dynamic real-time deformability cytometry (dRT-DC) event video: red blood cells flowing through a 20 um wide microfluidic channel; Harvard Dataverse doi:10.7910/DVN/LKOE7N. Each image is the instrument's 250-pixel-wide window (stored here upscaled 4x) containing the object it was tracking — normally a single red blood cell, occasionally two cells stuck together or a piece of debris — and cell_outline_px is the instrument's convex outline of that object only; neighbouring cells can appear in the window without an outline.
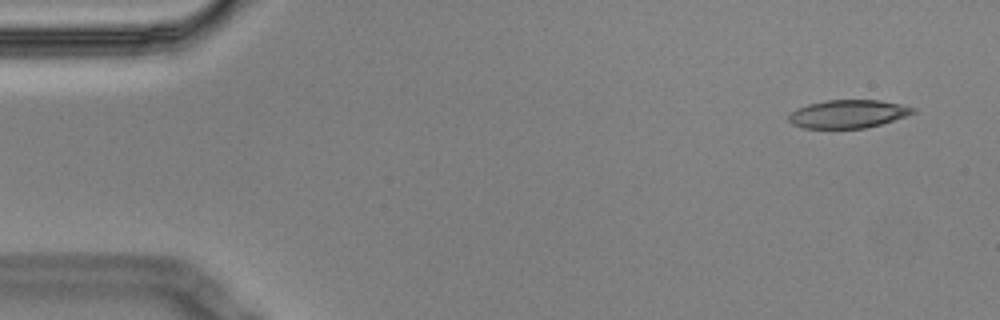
{"species": "Egyptian fruit bat (a non-hibernating species)", "species_latin": "Rousettus aegyptiacus", "temperature_condition": "cold", "stored_images_in_passage": 6, "camera_frame_rate_fps": 3000, "um_per_image_px": 0.085, "animal": {"sex": "male"}, "frame": {"image": 1, "passage_image": 1, "time_ms": 0.0, "image_size_px": [1000, 320], "cell_outline_px": [[916, 112], [880, 124], [864, 128], [800, 128], [792, 124], [788, 120], [788, 116], [796, 108], [808, 104], [824, 100], [880, 100], [900, 104], [916, 108]], "centroid_in_image_um": [72.04, 9.68], "position_along_channel_um": 13.0, "area_um2": 20.35}}
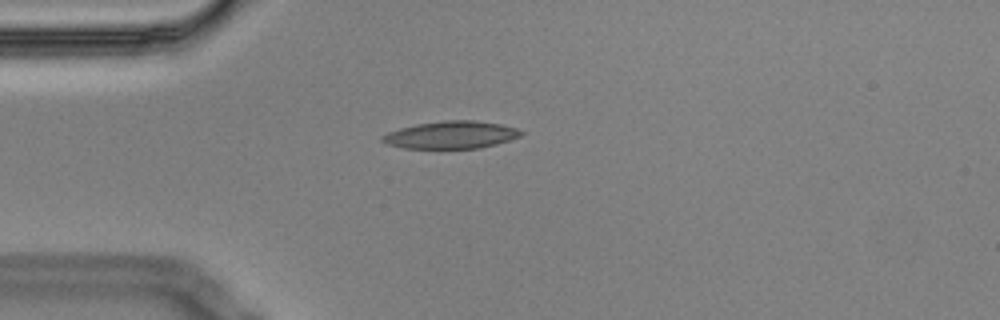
{"frame": {"image": 2, "passage_image": 4, "time_ms": 1.0, "image_size_px": [1000, 320], "cell_outline_px": [[524, 132], [520, 136], [496, 144], [480, 148], [400, 148], [388, 144], [380, 140], [380, 136], [388, 132], [400, 128], [416, 124], [444, 120], [472, 120], [500, 124], [516, 128]], "centroid_in_image_um": [38.3, 11.46], "position_along_channel_um": 46.7, "area_um2": 22.14}}